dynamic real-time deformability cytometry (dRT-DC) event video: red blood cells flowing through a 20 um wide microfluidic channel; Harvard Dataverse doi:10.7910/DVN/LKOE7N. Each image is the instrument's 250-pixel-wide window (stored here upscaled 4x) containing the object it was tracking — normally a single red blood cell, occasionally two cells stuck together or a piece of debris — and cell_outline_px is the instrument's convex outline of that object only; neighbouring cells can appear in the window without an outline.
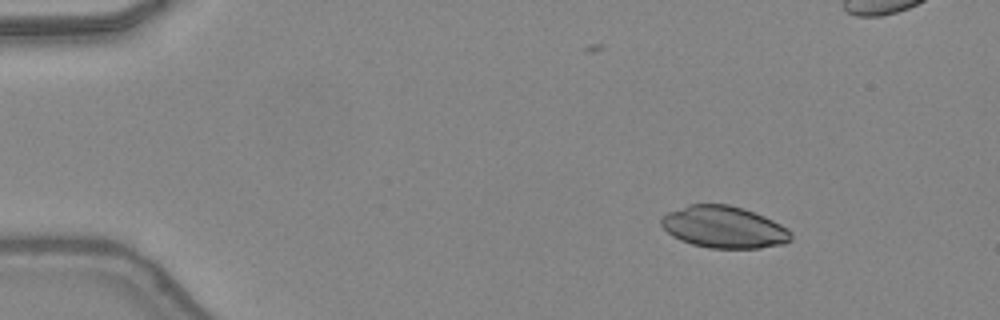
{"species": "common noctule bat (a hibernating species)", "species_latin": "Nyctalus noctula", "temperature_condition": "warm", "stored_images_in_passage": 48, "camera_frame_rate_fps": 3000, "um_per_image_px": 0.085, "animal": {"sex": "female", "body_mass_g": 24.6, "forearm_length_mm": 56.2}, "frame": {"image": 1, "passage_image": 7, "time_ms": 2.0, "image_size_px": [1000, 320], "cell_outline_px": [[792, 240], [784, 244], [760, 248], [708, 248], [692, 244], [680, 240], [672, 236], [660, 224], [660, 220], [668, 212], [688, 204], [728, 204], [744, 208], [764, 216], [788, 228], [792, 232]], "centroid_in_image_um": [61.55, 19.31], "position_along_channel_um": 23.5, "area_um2": 31.85}}
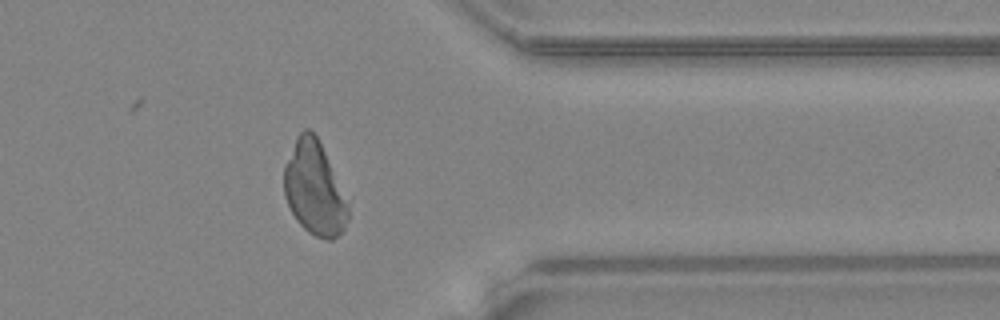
{"frame": {"image": 2, "passage_image": 39, "time_ms": 12.667, "image_size_px": [1000, 320], "cell_outline_px": [[348, 220], [344, 228], [332, 240], [328, 240], [316, 236], [308, 232], [296, 220], [284, 196], [284, 164], [296, 136], [304, 128], [308, 128], [316, 136], [324, 152], [348, 204]], "centroid_in_image_um": [26.68, 16.03], "position_along_channel_um": 384.7, "area_um2": 34.33}}